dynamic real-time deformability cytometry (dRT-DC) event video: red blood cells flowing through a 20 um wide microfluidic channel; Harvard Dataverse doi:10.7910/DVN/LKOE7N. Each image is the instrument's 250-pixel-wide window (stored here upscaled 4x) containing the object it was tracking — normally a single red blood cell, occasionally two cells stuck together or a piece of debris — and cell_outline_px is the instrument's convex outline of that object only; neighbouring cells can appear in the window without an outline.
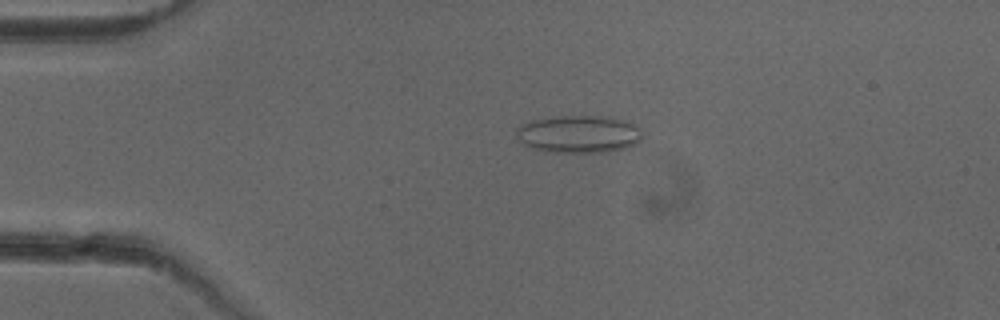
{"species": "common noctule bat (a hibernating species)", "species_latin": "Nyctalus noctula", "temperature_condition": "cold", "stored_images_in_passage": 43, "camera_frame_rate_fps": 3000, "um_per_image_px": 0.085, "animal": {"sex": "female"}, "frame": {"image": 1, "passage_image": 3, "time_ms": 0.667, "image_size_px": [1000, 320], "cell_outline_px": [[640, 140], [636, 144], [624, 148], [608, 152], [544, 152], [532, 148], [524, 144], [516, 136], [516, 128], [520, 124], [532, 120], [560, 116], [608, 116], [632, 124], [640, 128]], "centroid_in_image_um": [49.15, 11.4], "position_along_channel_um": 35.9, "area_um2": 27.51}}
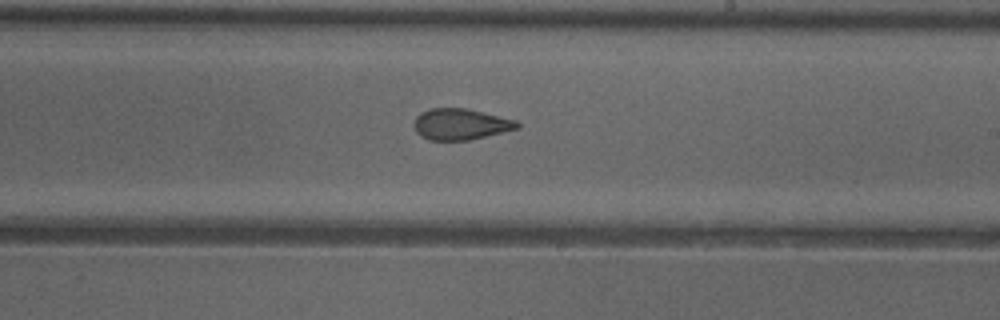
{"frame": {"image": 2, "passage_image": 22, "time_ms": 7.0, "image_size_px": [1000, 320], "cell_outline_px": [[520, 128], [468, 140], [428, 140], [420, 136], [416, 132], [412, 124], [416, 116], [420, 112], [432, 108], [464, 108], [516, 120], [520, 124]], "centroid_in_image_um": [39.1, 10.56], "position_along_channel_um": 249.9, "area_um2": 18.73}}
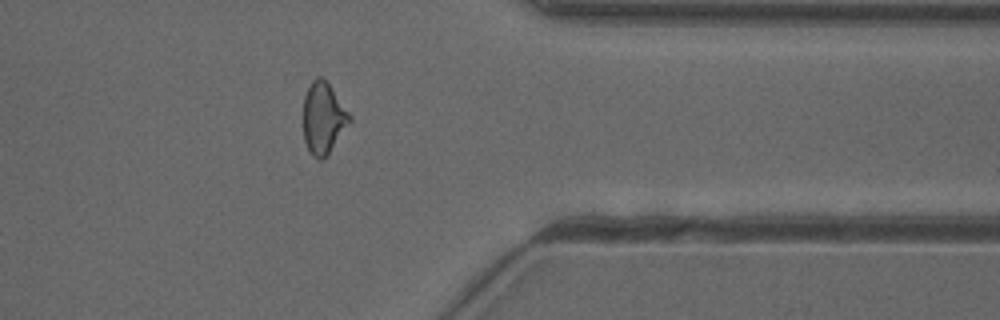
{"frame": {"image": 3, "passage_image": 33, "time_ms": 10.667, "image_size_px": [1000, 320], "cell_outline_px": [[352, 120], [328, 156], [320, 160], [316, 160], [312, 156], [304, 140], [304, 96], [312, 80], [316, 76], [320, 76], [328, 84], [352, 116]], "centroid_in_image_um": [27.49, 10.09], "position_along_channel_um": 383.9, "area_um2": 19.31}, "authors_computed_cell_mechanics": {"area_um2": 19.4208, "velocity_mm_per_s": 3.9864, "shape_relaxation_time_tau1_ms": null, "shape_relaxation_time_tau2_ms": 1.5527, "deformation_change_tau1": null, "deformation_change_tau2": 0.0695}}